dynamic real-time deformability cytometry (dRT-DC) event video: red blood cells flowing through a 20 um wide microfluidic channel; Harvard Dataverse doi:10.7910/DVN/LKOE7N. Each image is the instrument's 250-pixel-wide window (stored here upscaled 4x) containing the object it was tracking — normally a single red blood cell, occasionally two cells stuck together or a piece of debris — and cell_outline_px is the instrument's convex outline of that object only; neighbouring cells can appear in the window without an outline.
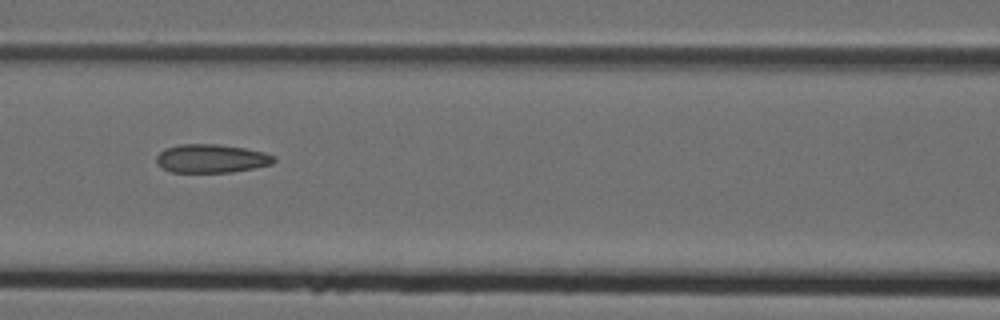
{"species": "Egyptian fruit bat (a non-hibernating species)", "species_latin": "Rousettus aegyptiacus", "temperature_condition": "cold", "stored_images_in_passage": 8, "camera_frame_rate_fps": 3000, "um_per_image_px": 0.085, "animal": {"sex": "female"}, "frame": {"image": 1, "passage_image": 6, "time_ms": 1.667, "image_size_px": [1000, 320], "cell_outline_px": [[276, 160], [272, 164], [232, 172], [172, 172], [156, 164], [156, 156], [164, 148], [180, 144], [216, 144], [244, 148], [264, 152], [276, 156]], "centroid_in_image_um": [17.96, 13.47], "position_along_channel_um": 148.6, "area_um2": 19.54}}
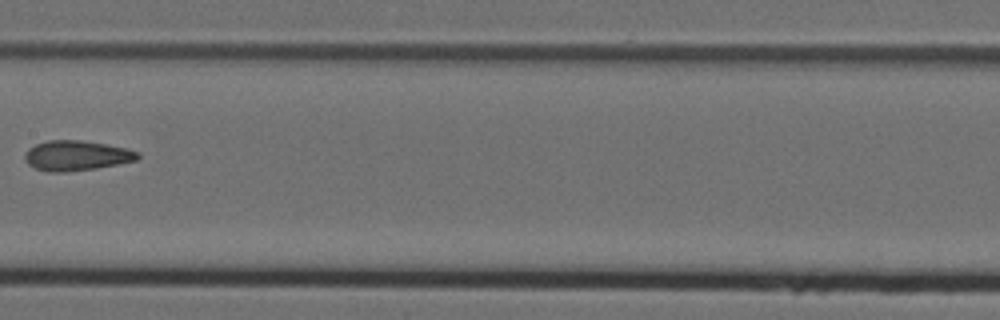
{"frame": {"image": 2, "passage_image": 7, "time_ms": 2.0, "image_size_px": [1000, 320], "cell_outline_px": [[140, 156], [136, 160], [96, 168], [68, 172], [48, 172], [36, 168], [28, 164], [24, 160], [24, 156], [28, 148], [36, 144], [48, 140], [80, 140], [128, 148], [140, 152]], "centroid_in_image_um": [6.49, 13.22], "position_along_channel_um": 200.9, "area_um2": 19.77}}
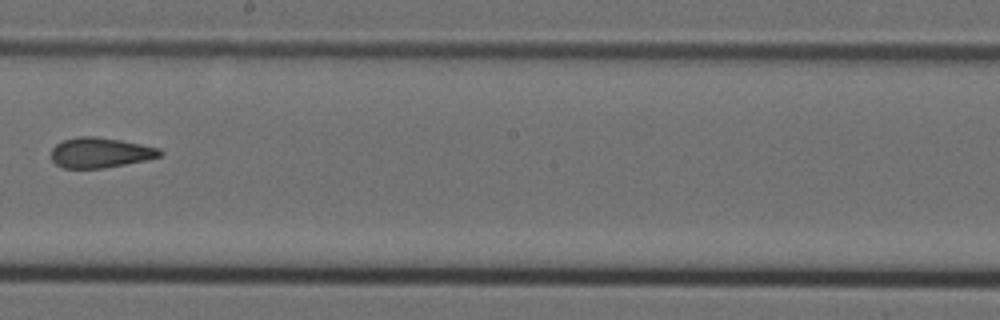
{"frame": {"image": 3, "passage_image": 8, "time_ms": 2.333, "image_size_px": [1000, 320], "cell_outline_px": [[164, 152], [160, 156], [148, 160], [104, 168], [64, 168], [56, 164], [52, 160], [52, 148], [56, 144], [64, 140], [80, 136], [96, 136], [120, 140], [160, 148]], "centroid_in_image_um": [8.55, 12.98], "position_along_channel_um": 239.7, "area_um2": 19.13}}